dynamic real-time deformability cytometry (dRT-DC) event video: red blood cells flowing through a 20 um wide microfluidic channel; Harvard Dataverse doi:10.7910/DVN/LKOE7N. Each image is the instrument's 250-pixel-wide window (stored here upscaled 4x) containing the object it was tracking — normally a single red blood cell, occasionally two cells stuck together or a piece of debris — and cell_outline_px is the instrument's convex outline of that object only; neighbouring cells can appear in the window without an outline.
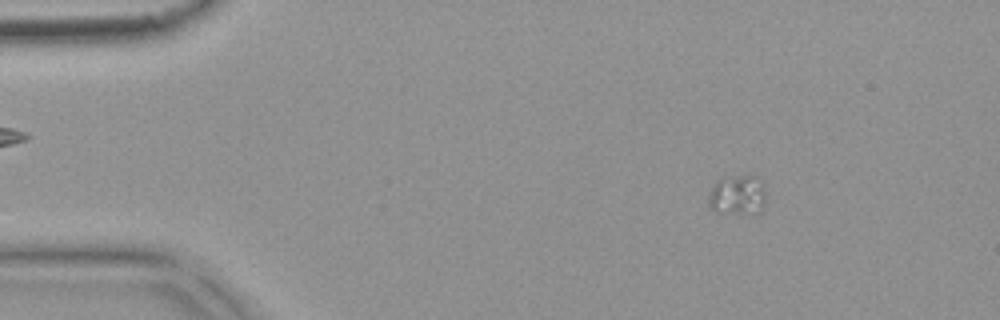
{"species": "common noctule bat (a hibernating species)", "species_latin": "Nyctalus noctula", "temperature_condition": "warm", "stored_images_in_passage": 32, "camera_frame_rate_fps": 3000, "um_per_image_px": 0.085, "animal": {"sex": "female", "body_mass_g": 18.4}, "frame": {"image": 1, "passage_image": 3, "time_ms": 0.667, "image_size_px": [1000, 320], "cell_outline_px": [[764, 204], [760, 212], [716, 212], [708, 208], [708, 200], [712, 188], [720, 180], [740, 176], [752, 176], [764, 192]], "centroid_in_image_um": [62.62, 16.63], "position_along_channel_um": 22.4, "area_um2": 12.37}}